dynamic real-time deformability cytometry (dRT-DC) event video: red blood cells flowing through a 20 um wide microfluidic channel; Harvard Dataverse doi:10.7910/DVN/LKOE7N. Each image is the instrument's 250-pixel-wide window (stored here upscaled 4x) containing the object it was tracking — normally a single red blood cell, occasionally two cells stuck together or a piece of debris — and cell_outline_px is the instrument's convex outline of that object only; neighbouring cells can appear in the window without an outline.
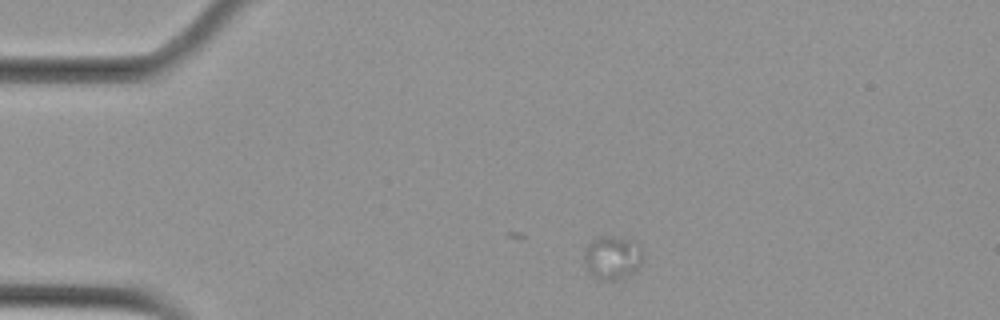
{"species": "Egyptian fruit bat (a non-hibernating species)", "species_latin": "Rousettus aegyptiacus", "temperature_condition": "cold", "stored_images_in_passage": 9, "camera_frame_rate_fps": 3000, "um_per_image_px": 0.085, "animal": {"sex": "female"}, "frame": {"image": 1, "passage_image": 1, "time_ms": 0.0, "image_size_px": [1000, 320], "cell_outline_px": [[640, 264], [636, 272], [628, 276], [616, 280], [596, 280], [588, 276], [584, 264], [584, 252], [588, 244], [596, 236], [612, 236], [636, 240], [640, 244]], "centroid_in_image_um": [52.0, 21.92], "position_along_channel_um": 33.0, "area_um2": 15.43}}